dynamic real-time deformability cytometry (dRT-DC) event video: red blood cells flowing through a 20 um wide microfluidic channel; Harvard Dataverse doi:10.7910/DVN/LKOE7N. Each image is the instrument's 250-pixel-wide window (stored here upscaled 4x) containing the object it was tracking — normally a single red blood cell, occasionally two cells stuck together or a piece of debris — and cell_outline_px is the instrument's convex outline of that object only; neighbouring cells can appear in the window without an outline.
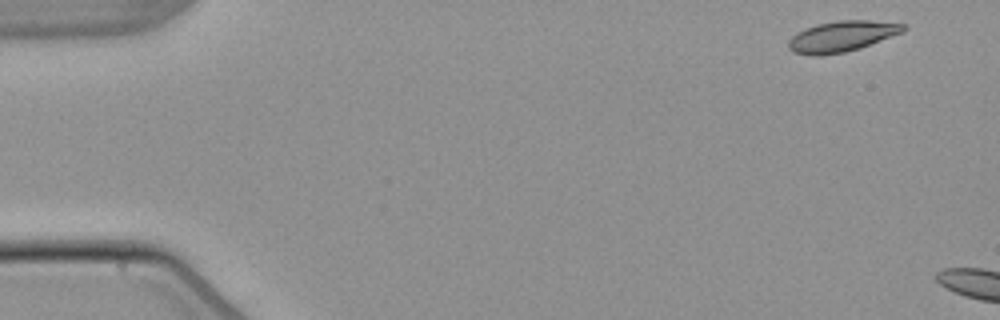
{"species": "common noctule bat (a hibernating species)", "species_latin": "Nyctalus noctula", "temperature_condition": "warm", "stored_images_in_passage": 6, "segment_of_instrument_passage": [2, 2], "camera_frame_rate_fps": 3000, "um_per_image_px": 0.085, "animal": {"sex": "male", "body_mass_g": 21.5, "forearm_length_mm": 52.0}, "frame": {"image": 1, "passage_image": 6, "time_ms": 6.333, "image_size_px": [1000, 320], "cell_outline_px": [[908, 28], [904, 32], [860, 48], [844, 52], [820, 56], [812, 56], [792, 52], [788, 48], [788, 40], [796, 32], [804, 28], [816, 24], [840, 20], [872, 20], [908, 24]], "centroid_in_image_um": [71.57, 3.08], "position_along_channel_um": 13.4, "area_um2": 20.98}}